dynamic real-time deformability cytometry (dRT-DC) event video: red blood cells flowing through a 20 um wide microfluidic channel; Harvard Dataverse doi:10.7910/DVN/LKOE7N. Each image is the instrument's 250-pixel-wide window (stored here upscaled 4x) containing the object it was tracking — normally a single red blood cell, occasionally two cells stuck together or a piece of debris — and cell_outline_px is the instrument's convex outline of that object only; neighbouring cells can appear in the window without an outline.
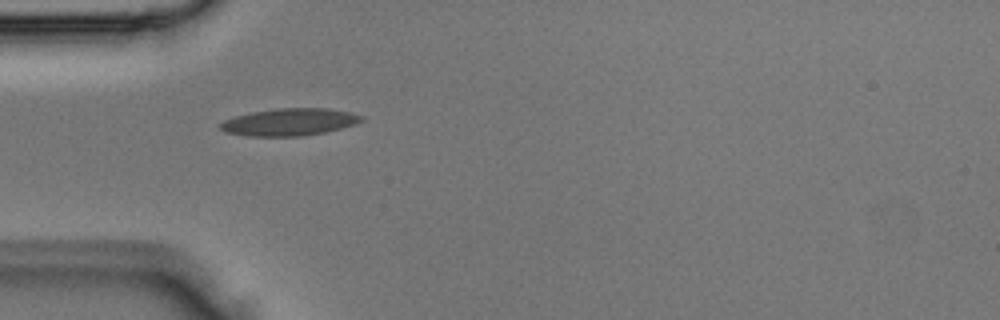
{"species": "Egyptian fruit bat (a non-hibernating species)", "species_latin": "Rousettus aegyptiacus", "temperature_condition": "room temperature", "stored_images_in_passage": 4, "camera_frame_rate_fps": 3000, "um_per_image_px": 0.085, "animal": {"sex": "male"}, "frame": {"image": 1, "passage_image": 4, "time_ms": 1.0, "image_size_px": [1000, 320], "cell_outline_px": [[364, 120], [356, 124], [324, 132], [300, 136], [248, 136], [228, 132], [220, 128], [220, 124], [224, 120], [236, 116], [252, 112], [280, 108], [328, 108], [348, 112], [364, 116]], "centroid_in_image_um": [24.64, 10.37], "position_along_channel_um": 60.4, "area_um2": 22.14}}